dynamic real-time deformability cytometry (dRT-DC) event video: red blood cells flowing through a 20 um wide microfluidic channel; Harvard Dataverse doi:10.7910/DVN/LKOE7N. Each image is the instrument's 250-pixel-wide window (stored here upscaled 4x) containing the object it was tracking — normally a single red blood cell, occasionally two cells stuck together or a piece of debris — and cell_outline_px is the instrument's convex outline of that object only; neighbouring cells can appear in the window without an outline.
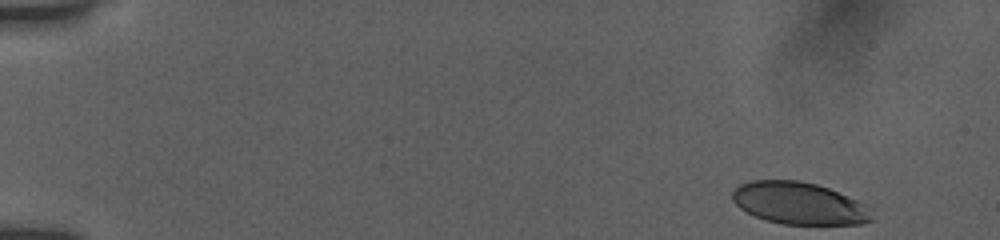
{"species": "human", "species_latin": "Homo sapiens", "temperature_condition": "room temperature", "stored_images_in_passage": 50, "camera_frame_rate_fps": 3000, "um_per_image_px": 0.085, "donor": {"sex": "female"}, "frame": {"image": 1, "passage_image": 1, "time_ms": 0.0, "image_size_px": [1000, 240], "cell_outline_px": [[872, 220], [860, 224], [784, 224], [768, 220], [756, 216], [740, 208], [732, 200], [732, 192], [740, 184], [752, 180], [800, 180], [816, 184], [828, 188], [856, 200], [872, 208]], "centroid_in_image_um": [67.93, 17.27], "position_along_channel_um": 17.1, "area_um2": 34.04}}
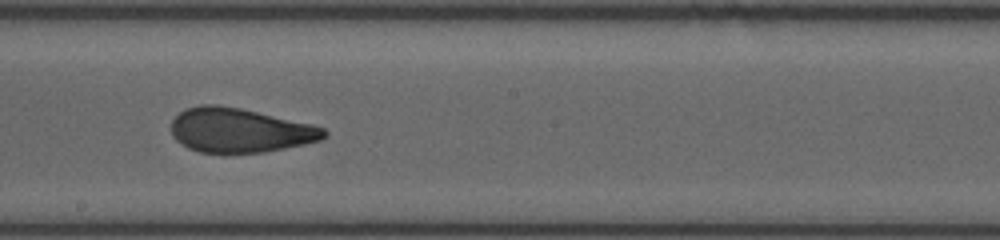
{"frame": {"image": 2, "passage_image": 28, "time_ms": 9.0, "image_size_px": [1000, 240], "cell_outline_px": [[328, 136], [320, 140], [304, 144], [264, 152], [200, 152], [188, 148], [176, 140], [172, 136], [172, 120], [184, 108], [200, 104], [216, 104], [240, 108], [312, 124], [324, 128], [328, 132]], "centroid_in_image_um": [20.37, 11.06], "position_along_channel_um": 227.8, "area_um2": 39.36}}
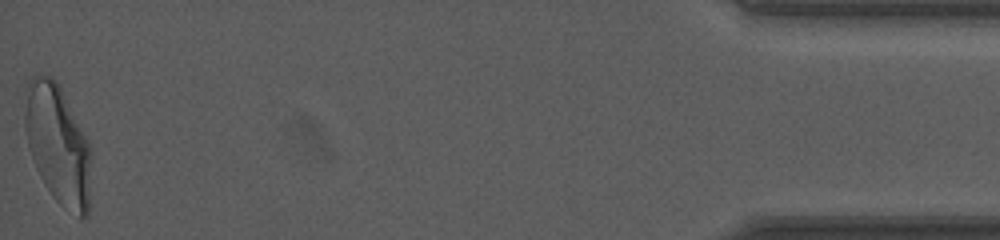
{"frame": {"image": 3, "passage_image": 50, "time_ms": 16.333, "image_size_px": [1000, 240], "cell_outline_px": [[88, 212], [84, 216], [80, 216], [60, 204], [52, 196], [44, 184], [36, 168], [28, 144], [24, 128], [24, 88], [28, 80], [36, 76], [52, 76], [60, 84], [88, 140]], "centroid_in_image_um": [4.84, 12.16], "position_along_channel_um": 430.4, "area_um2": 45.43}, "authors_computed_cell_mechanics": {"area_um2": 39.9976, "velocity_mm_per_s": 3.9061, "shape_relaxation_time_tau1_ms": 8.9314, "shape_relaxation_time_tau2_ms": 1.206, "deformation_change_tau1": 0.2744, "deformation_change_tau2": 0.0866}}